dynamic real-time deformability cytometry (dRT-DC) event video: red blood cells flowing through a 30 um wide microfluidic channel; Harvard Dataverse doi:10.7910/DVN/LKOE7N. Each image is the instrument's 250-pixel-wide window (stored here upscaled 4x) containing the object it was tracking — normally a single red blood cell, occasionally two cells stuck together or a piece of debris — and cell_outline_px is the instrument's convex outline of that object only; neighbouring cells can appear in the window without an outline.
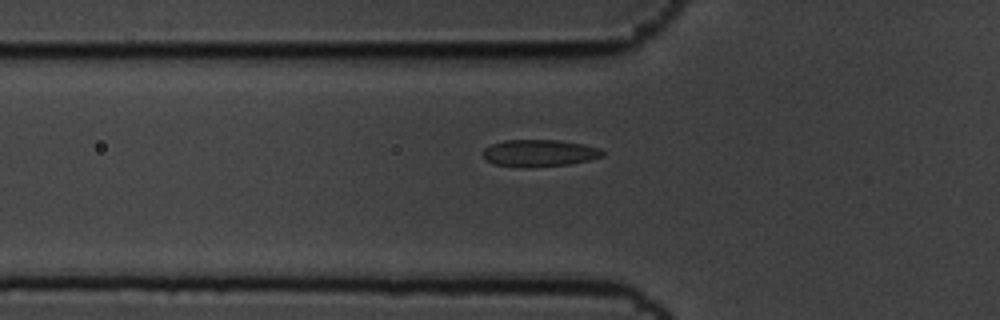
{"species": "common noctule bat (a hibernating species)", "species_latin": "Nyctalus noctula", "temperature_condition": "cold", "stored_images_in_passage": 7, "camera_frame_rate_fps": 3000, "um_per_image_px": 0.085, "animal": {"sex": "male", "body_mass_g": 19.5, "forearm_length_mm": 54.6}, "frame": {"image": 1, "passage_image": 7, "time_ms": 2.0, "image_size_px": [1000, 320], "cell_outline_px": [[604, 156], [588, 160], [568, 164], [496, 164], [488, 160], [484, 156], [484, 148], [492, 144], [504, 140], [560, 140], [584, 144], [600, 148], [604, 152]], "centroid_in_image_um": [45.93, 12.94], "position_along_channel_um": 79.9, "area_um2": 17.69}}